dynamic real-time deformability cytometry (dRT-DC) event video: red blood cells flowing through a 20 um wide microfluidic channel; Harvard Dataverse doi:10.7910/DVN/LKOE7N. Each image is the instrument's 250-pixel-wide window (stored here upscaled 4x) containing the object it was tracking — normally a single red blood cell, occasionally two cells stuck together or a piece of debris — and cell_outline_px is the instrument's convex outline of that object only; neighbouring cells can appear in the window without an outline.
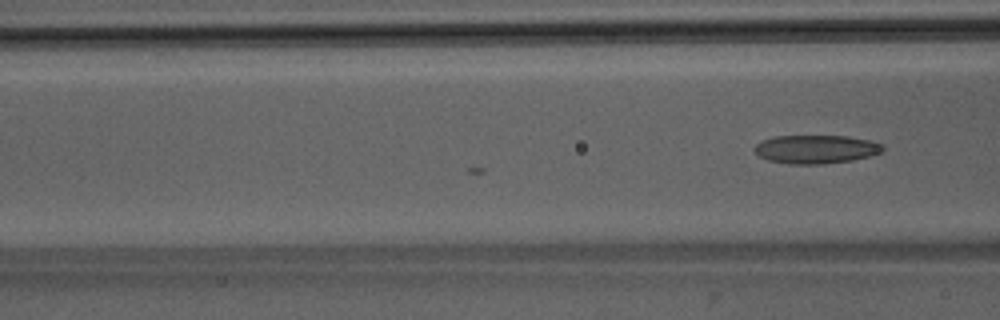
{"species": "Egyptian fruit bat (a non-hibernating species)", "species_latin": "Rousettus aegyptiacus", "temperature_condition": "room temperature", "stored_images_in_passage": 5, "camera_frame_rate_fps": 3000, "um_per_image_px": 0.085, "animal": {"sex": "male"}, "frame": {"image": 1, "passage_image": 5, "time_ms": 1.333, "image_size_px": [1000, 320], "cell_outline_px": [[884, 148], [880, 152], [868, 156], [852, 160], [824, 164], [788, 164], [768, 160], [756, 156], [752, 148], [760, 140], [772, 136], [848, 136], [868, 140], [884, 144]], "centroid_in_image_um": [69.27, 12.68], "position_along_channel_um": 97.3, "area_um2": 21.56}}